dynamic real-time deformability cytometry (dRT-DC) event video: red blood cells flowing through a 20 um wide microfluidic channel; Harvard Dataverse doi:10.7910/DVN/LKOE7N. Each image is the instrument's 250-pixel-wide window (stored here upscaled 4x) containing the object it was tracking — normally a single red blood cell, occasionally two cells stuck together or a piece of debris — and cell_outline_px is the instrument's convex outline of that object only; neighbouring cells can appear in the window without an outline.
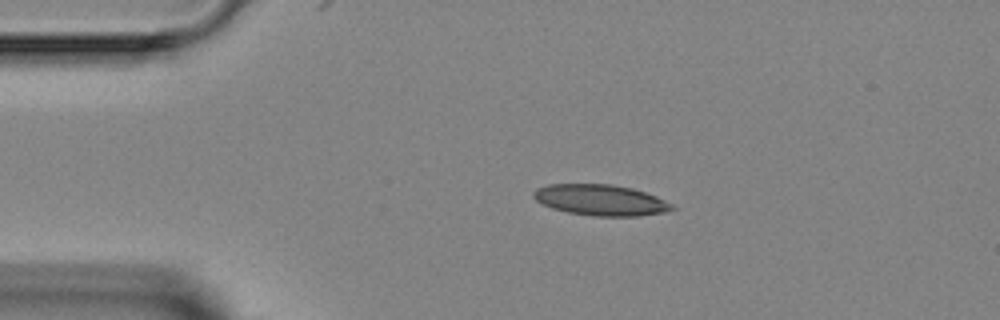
{"species": "Egyptian fruit bat (a non-hibernating species)", "species_latin": "Rousettus aegyptiacus", "temperature_condition": "room temperature", "stored_images_in_passage": 2, "camera_frame_rate_fps": 3000, "um_per_image_px": 0.085, "animal": {"sex": "female"}, "frame": {"image": 1, "passage_image": 2, "time_ms": 2.0, "image_size_px": [1000, 320], "cell_outline_px": [[676, 208], [664, 212], [640, 216], [596, 216], [568, 212], [552, 208], [536, 200], [532, 196], [532, 192], [536, 188], [548, 184], [612, 184], [632, 188], [656, 196], [672, 204]], "centroid_in_image_um": [51.04, 17.0], "position_along_channel_um": 34.0, "area_um2": 24.91}}